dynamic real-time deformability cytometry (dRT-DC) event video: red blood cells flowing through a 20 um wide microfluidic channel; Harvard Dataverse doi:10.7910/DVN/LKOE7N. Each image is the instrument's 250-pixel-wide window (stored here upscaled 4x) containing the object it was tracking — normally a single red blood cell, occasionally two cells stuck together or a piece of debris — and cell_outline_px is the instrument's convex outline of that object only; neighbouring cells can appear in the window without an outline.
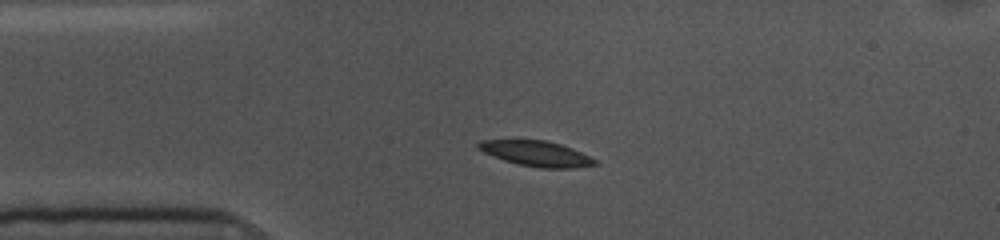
{"species": "common noctule bat (a hibernating species)", "species_latin": "Nyctalus noctula", "temperature_condition": "cold", "stored_images_in_passage": 47, "camera_frame_rate_fps": 3000, "um_per_image_px": 0.085, "animal": {"sex": "female", "body_mass_g": 10.0, "forearm_length_mm": 53.1}, "frame": {"image": 1, "passage_image": 4, "time_ms": 1.0, "image_size_px": [1000, 240], "cell_outline_px": [[600, 164], [572, 168], [540, 168], [520, 164], [504, 160], [484, 152], [476, 148], [476, 144], [480, 140], [544, 140], [560, 144], [572, 148], [596, 160]], "centroid_in_image_um": [45.58, 13.05], "position_along_channel_um": 39.4, "area_um2": 17.05}}
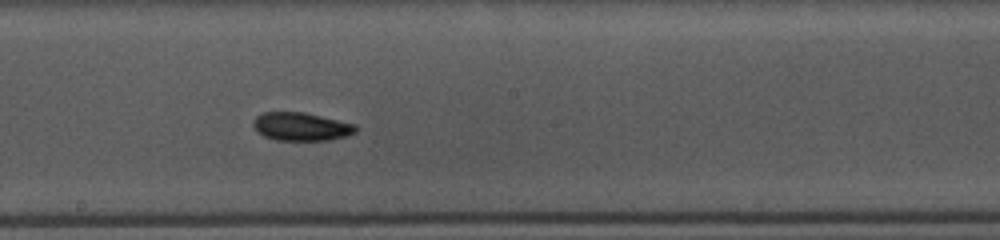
{"frame": {"image": 2, "passage_image": 21, "time_ms": 6.667, "image_size_px": [1000, 240], "cell_outline_px": [[356, 132], [348, 136], [332, 140], [276, 140], [264, 136], [256, 132], [252, 124], [252, 120], [256, 116], [264, 112], [304, 112], [356, 124]], "centroid_in_image_um": [25.59, 10.76], "position_along_channel_um": 222.6, "area_um2": 17.05}}
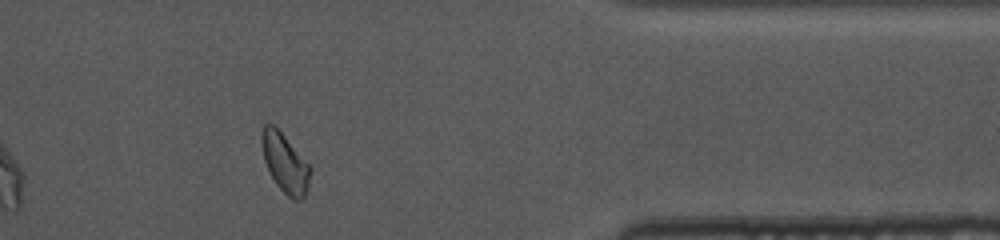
{"frame": {"image": 3, "passage_image": 37, "time_ms": 12.0, "image_size_px": [1000, 240], "cell_outline_px": [[312, 168], [308, 188], [304, 196], [300, 200], [292, 200], [276, 184], [264, 160], [260, 144], [260, 132], [264, 124], [272, 124], [284, 136]], "centroid_in_image_um": [24.21, 13.86], "position_along_channel_um": 387.2, "area_um2": 16.59}, "authors_computed_cell_mechanics": {"area_um2": 16.9932, "velocity_mm_per_s": 3.5497, "shape_relaxation_time_tau1_ms": 5.3685, "shape_relaxation_time_tau2_ms": null, "deformation_change_tau1": 0.1186, "deformation_change_tau2": null}}